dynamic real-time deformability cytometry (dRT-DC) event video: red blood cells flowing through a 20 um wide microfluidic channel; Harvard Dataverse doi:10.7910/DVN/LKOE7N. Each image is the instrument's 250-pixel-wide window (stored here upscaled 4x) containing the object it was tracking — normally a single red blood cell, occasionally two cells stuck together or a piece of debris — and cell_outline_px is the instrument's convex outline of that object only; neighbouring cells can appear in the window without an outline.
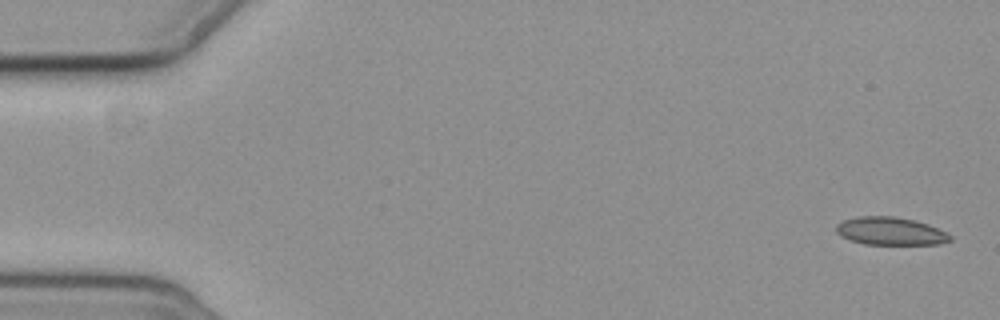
{"species": "common noctule bat (a hibernating species)", "species_latin": "Nyctalus noctula", "temperature_condition": "cold", "stored_images_in_passage": 4, "camera_frame_rate_fps": 3000, "um_per_image_px": 0.085, "animal": {"sex": "female", "body_mass_g": 19.3, "forearm_length_mm": 54.1}, "frame": {"image": 1, "passage_image": 1, "time_ms": 0.0, "image_size_px": [1000, 320], "cell_outline_px": [[952, 240], [940, 244], [864, 244], [840, 236], [836, 232], [836, 224], [844, 220], [860, 216], [896, 216], [916, 220], [928, 224], [952, 236]], "centroid_in_image_um": [75.68, 19.64], "position_along_channel_um": 9.3, "area_um2": 18.5}}